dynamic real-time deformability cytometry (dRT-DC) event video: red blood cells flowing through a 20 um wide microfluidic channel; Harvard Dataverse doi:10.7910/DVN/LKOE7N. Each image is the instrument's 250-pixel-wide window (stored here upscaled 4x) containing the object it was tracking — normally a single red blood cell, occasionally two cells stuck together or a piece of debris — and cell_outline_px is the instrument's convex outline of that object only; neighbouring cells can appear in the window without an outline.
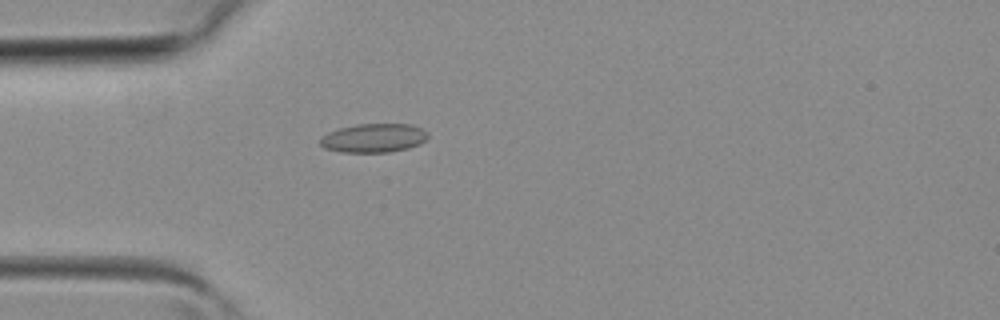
{"species": "common noctule bat (a hibernating species)", "species_latin": "Nyctalus noctula", "temperature_condition": "room temperature", "stored_images_in_passage": 1, "camera_frame_rate_fps": 3000, "um_per_image_px": 0.085, "animal": {"sex": "female", "body_mass_g": 19.3, "forearm_length_mm": 54.1}, "frame": {"image": 1, "passage_image": 1, "time_ms": 0.0, "image_size_px": [1000, 320], "cell_outline_px": [[428, 136], [420, 144], [408, 148], [388, 152], [340, 152], [324, 148], [320, 144], [320, 140], [328, 132], [340, 128], [356, 124], [412, 124], [424, 128], [428, 132]], "centroid_in_image_um": [31.8, 11.72], "position_along_channel_um": 53.2, "area_um2": 18.15}}